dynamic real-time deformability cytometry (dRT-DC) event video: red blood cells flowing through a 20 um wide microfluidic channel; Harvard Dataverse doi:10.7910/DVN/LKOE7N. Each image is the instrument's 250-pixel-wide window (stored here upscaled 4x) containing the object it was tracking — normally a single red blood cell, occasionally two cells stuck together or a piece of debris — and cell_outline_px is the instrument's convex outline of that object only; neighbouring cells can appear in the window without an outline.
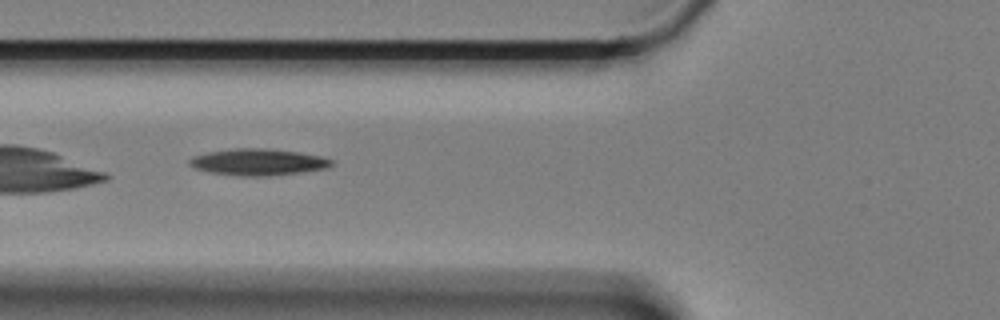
{"species": "Egyptian fruit bat (a non-hibernating species)", "species_latin": "Rousettus aegyptiacus", "temperature_condition": "cold", "stored_images_in_passage": 33, "camera_frame_rate_fps": 3000, "um_per_image_px": 0.085, "animal": {"sex": "female"}, "frame": {"image": 1, "passage_image": 5, "time_ms": 1.333, "image_size_px": [1000, 320], "cell_outline_px": [[332, 164], [328, 168], [300, 172], [268, 176], [240, 176], [212, 172], [196, 168], [188, 164], [188, 160], [192, 156], [208, 152], [236, 148], [268, 148], [300, 152], [320, 156], [332, 160]], "centroid_in_image_um": [21.94, 13.77], "position_along_channel_um": 103.9, "area_um2": 21.91}}
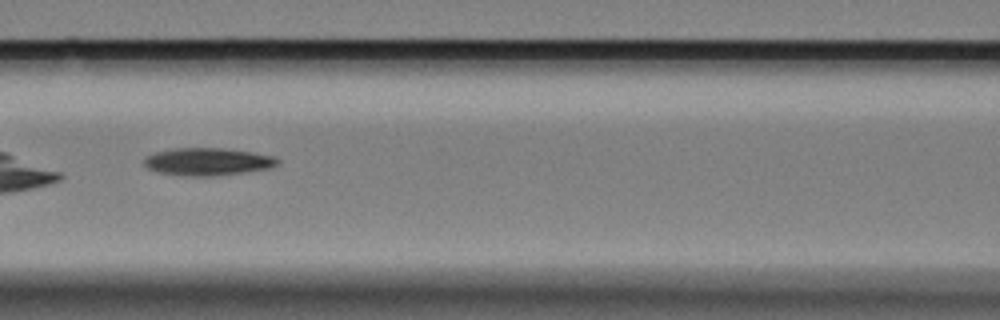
{"frame": {"image": 2, "passage_image": 9, "time_ms": 2.667, "image_size_px": [1000, 320], "cell_outline_px": [[280, 164], [268, 168], [244, 172], [212, 176], [192, 176], [160, 172], [148, 168], [144, 164], [144, 160], [148, 156], [156, 152], [172, 148], [224, 148], [252, 152], [276, 156], [280, 160]], "centroid_in_image_um": [17.71, 13.73], "position_along_channel_um": 148.9, "area_um2": 21.27}, "authors_computed_cell_mechanics": {"area_um2": 20.7502, "velocity_mm_per_s": 3.3391, "shape_relaxation_time_tau1_ms": 4.362, "shape_relaxation_time_tau2_ms": null, "deformation_change_tau1": 0.1338, "deformation_change_tau2": null}}